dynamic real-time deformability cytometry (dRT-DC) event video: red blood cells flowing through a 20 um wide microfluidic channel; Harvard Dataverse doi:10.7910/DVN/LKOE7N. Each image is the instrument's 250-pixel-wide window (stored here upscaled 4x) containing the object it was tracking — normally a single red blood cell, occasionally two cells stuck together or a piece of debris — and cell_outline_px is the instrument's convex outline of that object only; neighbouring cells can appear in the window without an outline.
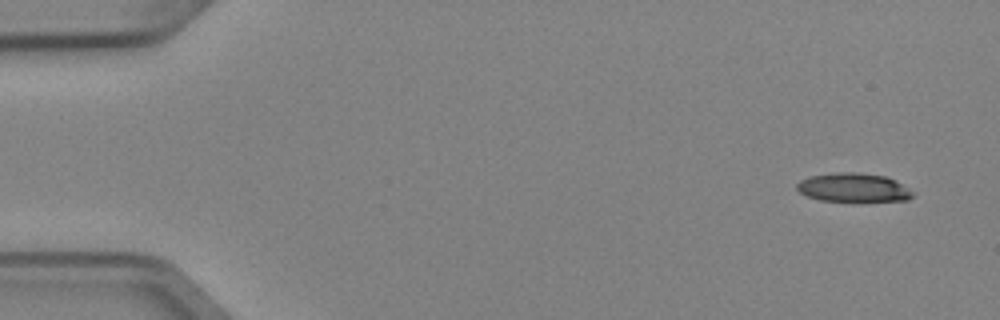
{"species": "Egyptian fruit bat (a non-hibernating species)", "species_latin": "Rousettus aegyptiacus", "temperature_condition": "cold", "stored_images_in_passage": 5, "segment_of_instrument_passage": [1, 2], "camera_frame_rate_fps": 3000, "um_per_image_px": 0.085, "animal": {"sex": "female"}, "frame": {"image": 1, "passage_image": 1, "time_ms": 0.0, "image_size_px": [1000, 320], "cell_outline_px": [[916, 192], [908, 200], [820, 200], [808, 196], [800, 192], [796, 188], [796, 184], [800, 180], [808, 176], [836, 172], [860, 172], [884, 176], [896, 180]], "centroid_in_image_um": [72.54, 15.91], "position_along_channel_um": 12.5, "area_um2": 19.31}}